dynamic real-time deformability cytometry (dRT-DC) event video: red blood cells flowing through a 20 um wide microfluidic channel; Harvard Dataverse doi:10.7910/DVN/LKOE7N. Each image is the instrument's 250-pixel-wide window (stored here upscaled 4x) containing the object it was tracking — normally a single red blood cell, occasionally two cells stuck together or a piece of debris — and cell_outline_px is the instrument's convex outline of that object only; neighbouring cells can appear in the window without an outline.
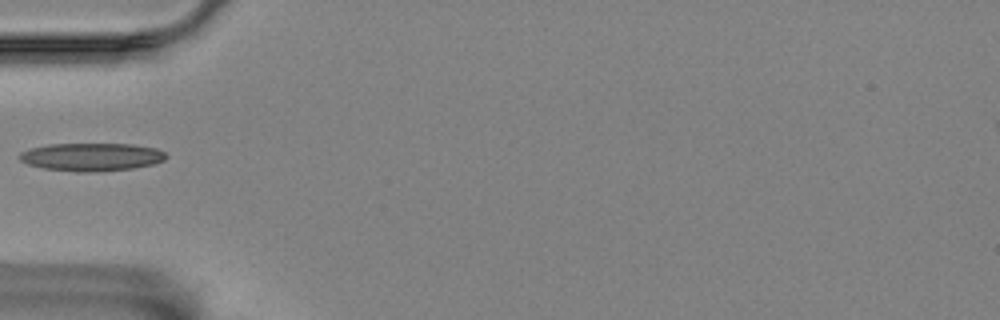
{"species": "Egyptian fruit bat (a non-hibernating species)", "species_latin": "Rousettus aegyptiacus", "temperature_condition": "room temperature", "stored_images_in_passage": 4, "camera_frame_rate_fps": 3000, "um_per_image_px": 0.085, "animal": {"sex": "female"}, "frame": {"image": 1, "passage_image": 1, "time_ms": 0.0, "image_size_px": [1000, 320], "cell_outline_px": [[168, 156], [164, 160], [152, 164], [132, 168], [88, 172], [76, 172], [44, 168], [28, 164], [20, 160], [20, 152], [28, 148], [48, 144], [132, 144], [156, 148], [164, 152]], "centroid_in_image_um": [7.76, 13.33], "position_along_channel_um": 77.2, "area_um2": 23.81}}
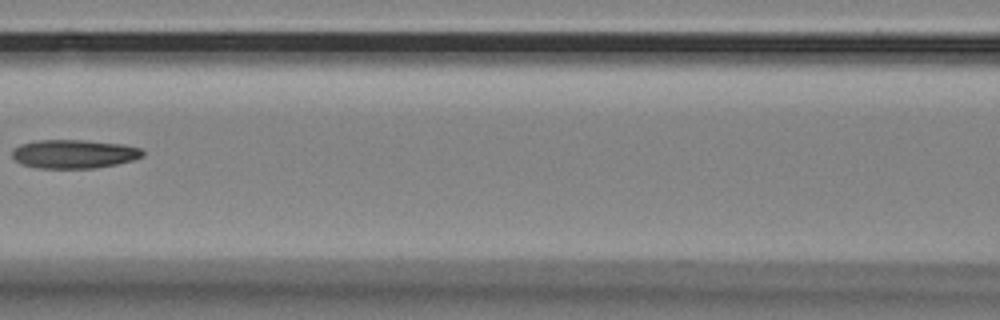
{"frame": {"image": 2, "passage_image": 3, "time_ms": 2.333, "image_size_px": [1000, 320], "cell_outline_px": [[144, 156], [132, 160], [116, 164], [96, 168], [40, 168], [20, 164], [12, 156], [12, 148], [20, 144], [36, 140], [84, 140], [124, 144], [140, 148], [144, 152]], "centroid_in_image_um": [6.27, 13.08], "position_along_channel_um": 160.3, "area_um2": 21.96}}
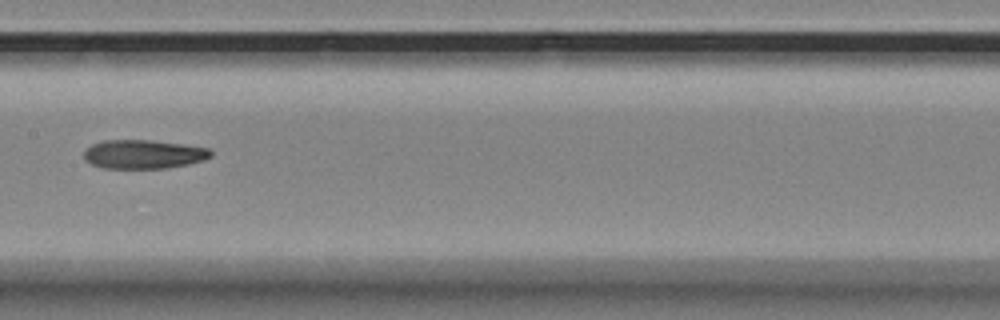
{"frame": {"image": 3, "passage_image": 4, "time_ms": 3.333, "image_size_px": [1000, 320], "cell_outline_px": [[212, 156], [204, 160], [188, 164], [164, 168], [104, 168], [92, 164], [84, 156], [84, 152], [92, 144], [104, 140], [152, 140], [184, 144], [208, 148], [212, 152]], "centroid_in_image_um": [12.23, 13.1], "position_along_channel_um": 195.2, "area_um2": 21.21}}